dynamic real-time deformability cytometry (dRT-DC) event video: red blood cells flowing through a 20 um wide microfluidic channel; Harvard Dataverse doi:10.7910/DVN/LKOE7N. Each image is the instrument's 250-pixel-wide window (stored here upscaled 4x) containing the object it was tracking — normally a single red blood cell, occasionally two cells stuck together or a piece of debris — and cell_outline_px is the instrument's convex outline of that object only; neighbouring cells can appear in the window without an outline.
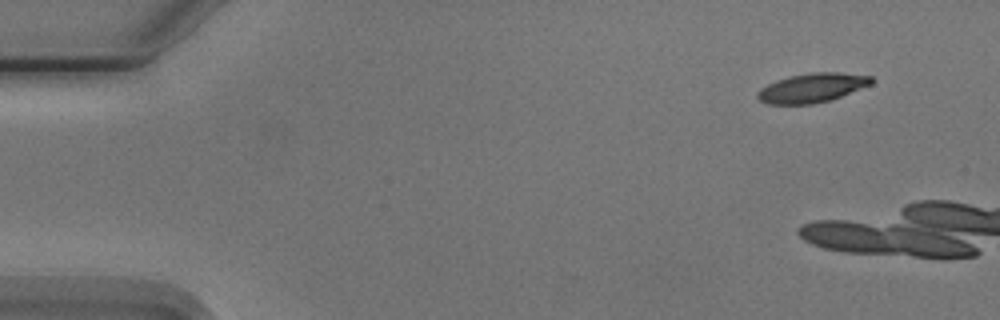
{"species": "Egyptian fruit bat (a non-hibernating species)", "species_latin": "Rousettus aegyptiacus", "temperature_condition": "cold", "stored_images_in_passage": 3, "camera_frame_rate_fps": 3000, "um_per_image_px": 0.085, "animal": {"sex": "male"}, "frame": {"image": 1, "passage_image": 1, "time_ms": 0.0, "image_size_px": [1000, 320], "cell_outline_px": [[872, 84], [840, 96], [828, 100], [812, 104], [768, 104], [760, 100], [756, 96], [756, 92], [760, 88], [776, 80], [792, 76], [812, 72], [840, 72], [872, 76]], "centroid_in_image_um": [69.0, 7.46], "position_along_channel_um": 16.0, "area_um2": 19.19}}